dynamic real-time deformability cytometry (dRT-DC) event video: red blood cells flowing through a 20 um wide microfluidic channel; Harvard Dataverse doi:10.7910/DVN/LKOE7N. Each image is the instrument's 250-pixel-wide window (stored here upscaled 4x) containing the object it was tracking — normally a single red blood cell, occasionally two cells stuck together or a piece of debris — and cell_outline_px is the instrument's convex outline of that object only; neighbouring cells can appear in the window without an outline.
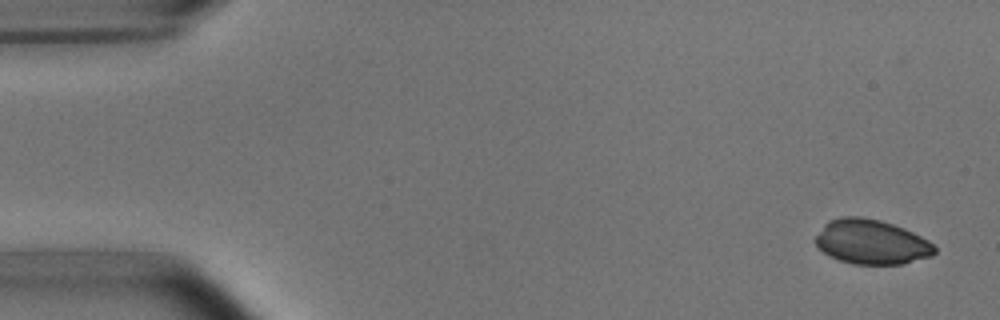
{"species": "common noctule bat (a hibernating species)", "species_latin": "Nyctalus noctula", "temperature_condition": "room temperature", "stored_images_in_passage": 4, "camera_frame_rate_fps": 3000, "um_per_image_px": 0.085, "animal": {"sex": "male", "body_mass_g": 15.6}, "frame": {"image": 1, "passage_image": 1, "time_ms": 0.0, "image_size_px": [1000, 320], "cell_outline_px": [[936, 252], [932, 256], [904, 264], [852, 264], [828, 256], [812, 240], [824, 224], [828, 220], [840, 216], [860, 216], [880, 220], [904, 228], [928, 240], [936, 248]], "centroid_in_image_um": [74.04, 20.56], "position_along_channel_um": 11.0, "area_um2": 31.21}}
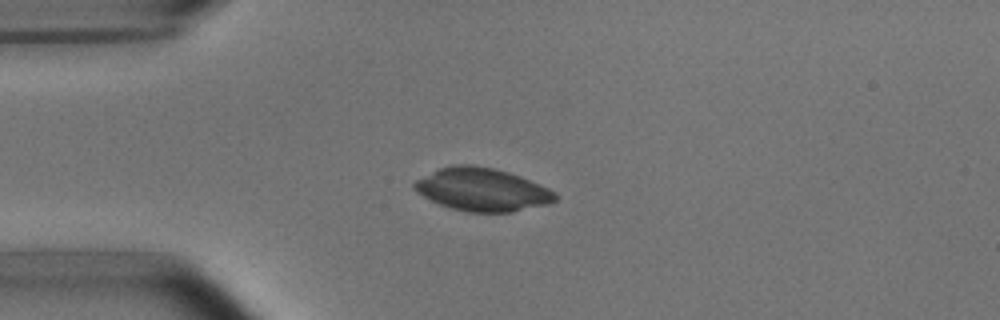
{"frame": {"image": 2, "passage_image": 4, "time_ms": 3.667, "image_size_px": [1000, 320], "cell_outline_px": [[556, 200], [548, 204], [512, 212], [468, 212], [452, 208], [440, 204], [416, 192], [412, 188], [412, 184], [416, 180], [440, 168], [452, 164], [472, 164], [492, 168], [508, 172], [520, 176], [548, 188], [556, 192]], "centroid_in_image_um": [40.98, 16.11], "position_along_channel_um": 44.0, "area_um2": 35.08}}